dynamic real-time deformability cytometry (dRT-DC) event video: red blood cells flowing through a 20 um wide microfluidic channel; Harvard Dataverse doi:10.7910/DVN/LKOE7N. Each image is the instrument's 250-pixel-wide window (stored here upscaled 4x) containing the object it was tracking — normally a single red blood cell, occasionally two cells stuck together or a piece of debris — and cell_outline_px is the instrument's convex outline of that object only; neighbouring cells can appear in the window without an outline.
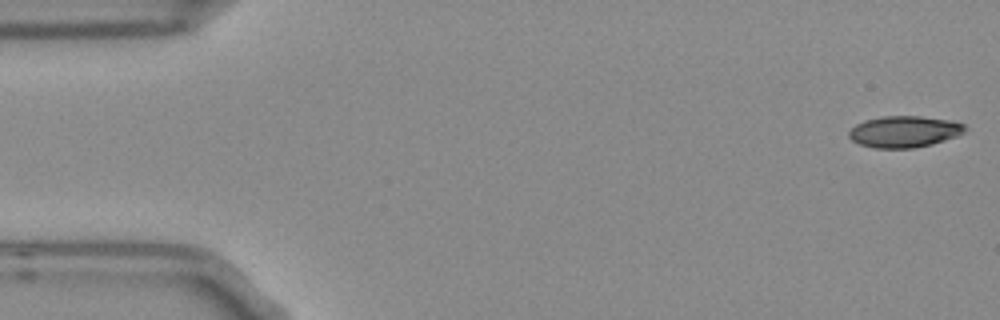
{"species": "Egyptian fruit bat (a non-hibernating species)", "species_latin": "Rousettus aegyptiacus", "temperature_condition": "room temperature", "stored_images_in_passage": 4, "camera_frame_rate_fps": 3000, "um_per_image_px": 0.085, "frame": {"image": 1, "passage_image": 1, "time_ms": 0.0, "image_size_px": [1000, 320], "cell_outline_px": [[968, 128], [964, 132], [956, 136], [932, 144], [912, 148], [876, 148], [860, 144], [852, 140], [848, 136], [848, 132], [856, 124], [864, 120], [884, 116], [920, 116], [948, 120], [964, 124]], "centroid_in_image_um": [76.85, 11.18], "position_along_channel_um": 8.1, "area_um2": 21.15}}
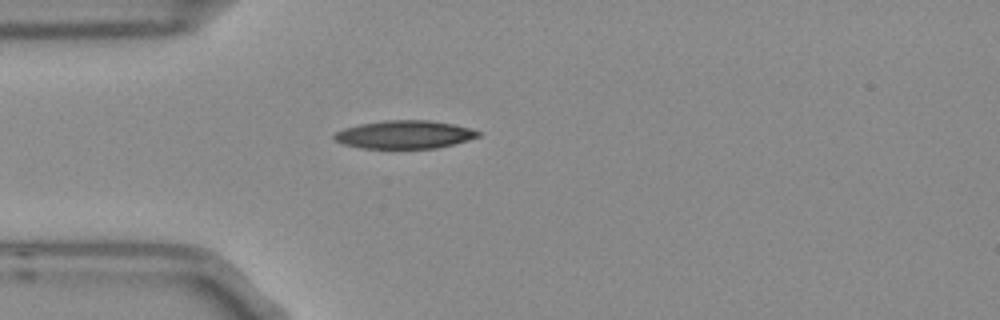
{"frame": {"image": 2, "passage_image": 4, "time_ms": 1.0, "image_size_px": [1000, 320], "cell_outline_px": [[480, 136], [468, 140], [436, 148], [360, 148], [344, 144], [336, 140], [332, 136], [336, 132], [344, 128], [360, 124], [384, 120], [428, 120], [452, 124], [472, 128], [480, 132]], "centroid_in_image_um": [34.39, 11.43], "position_along_channel_um": 50.6, "area_um2": 23.47}}